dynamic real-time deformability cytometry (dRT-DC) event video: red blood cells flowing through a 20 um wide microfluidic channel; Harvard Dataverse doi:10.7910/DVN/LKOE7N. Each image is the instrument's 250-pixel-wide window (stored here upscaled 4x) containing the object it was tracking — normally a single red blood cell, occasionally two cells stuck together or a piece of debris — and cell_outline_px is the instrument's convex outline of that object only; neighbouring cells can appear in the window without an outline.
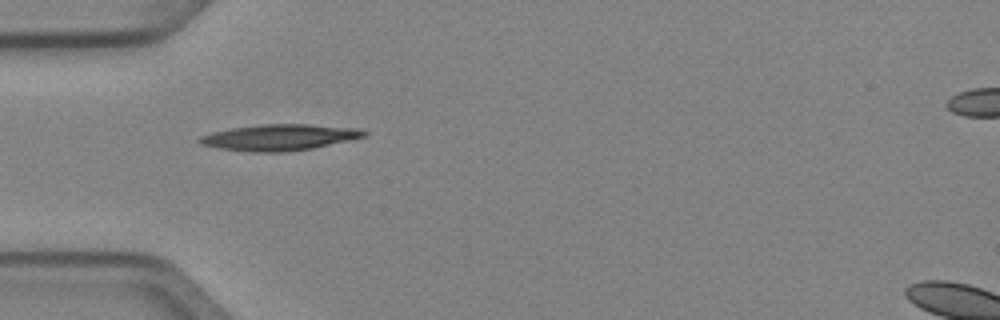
{"species": "Egyptian fruit bat (a non-hibernating species)", "species_latin": "Rousettus aegyptiacus", "temperature_condition": "cold", "stored_images_in_passage": 1, "camera_frame_rate_fps": 3000, "um_per_image_px": 0.085, "animal": {"sex": "female"}, "frame": {"image": 1, "passage_image": 1, "time_ms": 0.0, "image_size_px": [1000, 320], "cell_outline_px": [[368, 132], [364, 136], [348, 140], [312, 148], [284, 152], [252, 152], [216, 148], [200, 144], [196, 140], [200, 136], [212, 132], [232, 128], [264, 124], [308, 124], [356, 128]], "centroid_in_image_um": [23.68, 11.68], "position_along_channel_um": 61.3, "area_um2": 24.85}}